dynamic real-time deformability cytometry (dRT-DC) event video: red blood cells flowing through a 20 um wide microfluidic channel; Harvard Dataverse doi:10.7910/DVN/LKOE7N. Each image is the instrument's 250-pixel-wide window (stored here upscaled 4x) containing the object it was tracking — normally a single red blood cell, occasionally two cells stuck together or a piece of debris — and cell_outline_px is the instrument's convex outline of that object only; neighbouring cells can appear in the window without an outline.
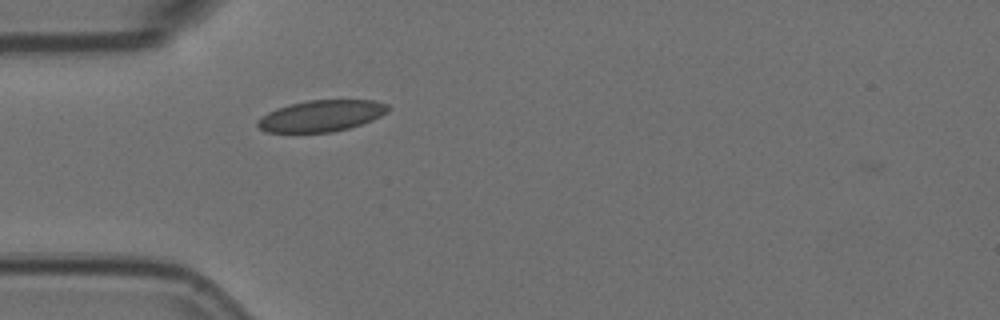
{"species": "Egyptian fruit bat (a non-hibernating species)", "species_latin": "Rousettus aegyptiacus", "temperature_condition": "room temperature", "stored_images_in_passage": 2, "camera_frame_rate_fps": 3000, "um_per_image_px": 0.085, "animal": {"sex": "female"}, "frame": {"image": 1, "passage_image": 2, "time_ms": 0.333, "image_size_px": [1000, 320], "cell_outline_px": [[392, 108], [388, 112], [372, 120], [348, 128], [332, 132], [264, 132], [256, 124], [256, 120], [260, 116], [276, 108], [308, 100], [372, 100], [388, 104]], "centroid_in_image_um": [27.31, 9.84], "position_along_channel_um": 57.7, "area_um2": 23.87}}